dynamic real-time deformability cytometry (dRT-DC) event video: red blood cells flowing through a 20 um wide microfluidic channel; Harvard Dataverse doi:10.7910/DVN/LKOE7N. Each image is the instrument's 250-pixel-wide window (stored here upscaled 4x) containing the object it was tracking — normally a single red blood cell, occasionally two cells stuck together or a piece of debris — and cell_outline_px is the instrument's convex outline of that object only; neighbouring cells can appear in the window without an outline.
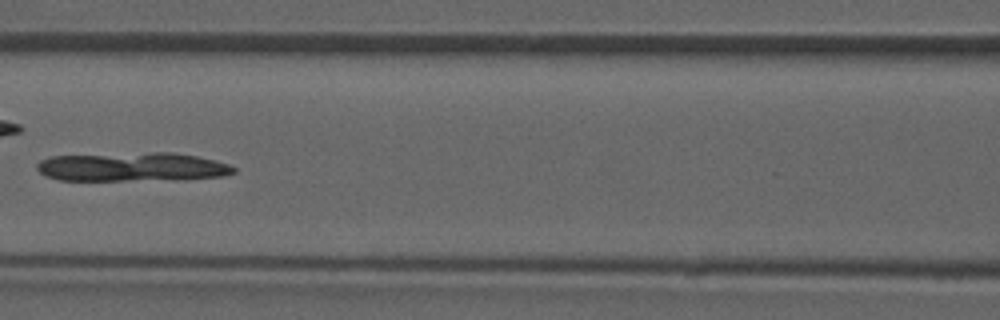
{"species": "common noctule bat (a hibernating species)", "species_latin": "Nyctalus noctula", "temperature_condition": "room temperature", "stored_images_in_passage": 5, "camera_frame_rate_fps": 3000, "um_per_image_px": 0.085, "animal": {"sex": "male", "forearm_length_mm": 52.5}, "frame": {"image": 1, "passage_image": 4, "time_ms": 3.667, "image_size_px": [1000, 320], "cell_outline_px": [[236, 172], [224, 176], [124, 180], [60, 180], [44, 176], [36, 168], [36, 164], [40, 160], [52, 156], [152, 152], [172, 152], [196, 156], [228, 164], [236, 168]], "centroid_in_image_um": [11.15, 14.17], "position_along_channel_um": 155.4, "area_um2": 32.54}}